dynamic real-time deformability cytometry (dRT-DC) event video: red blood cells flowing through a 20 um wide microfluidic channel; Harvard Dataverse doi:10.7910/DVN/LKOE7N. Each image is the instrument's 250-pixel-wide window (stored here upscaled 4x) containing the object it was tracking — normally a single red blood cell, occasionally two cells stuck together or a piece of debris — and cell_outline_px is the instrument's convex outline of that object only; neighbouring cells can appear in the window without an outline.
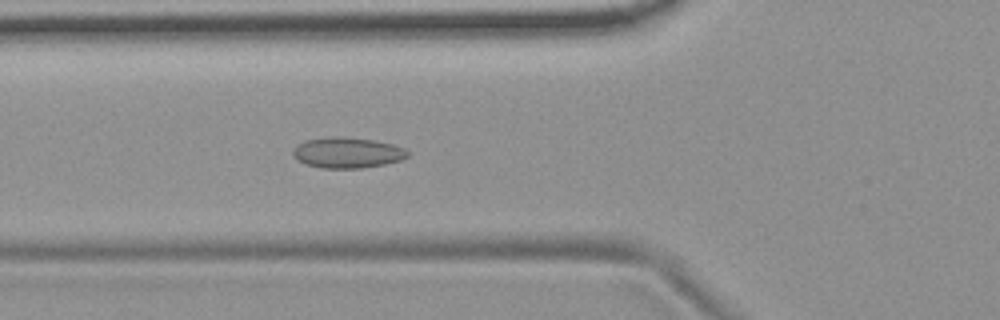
{"species": "common noctule bat (a hibernating species)", "species_latin": "Nyctalus noctula", "temperature_condition": "room temperature", "stored_images_in_passage": 53, "camera_frame_rate_fps": 3000, "um_per_image_px": 0.085, "animal": {"sex": "female", "body_mass_g": 19.9}, "frame": {"image": 1, "passage_image": 18, "time_ms": 5.667, "image_size_px": [1000, 320], "cell_outline_px": [[408, 156], [400, 160], [384, 164], [360, 168], [320, 168], [304, 164], [296, 160], [292, 156], [292, 148], [296, 144], [304, 140], [332, 136], [344, 136], [372, 140], [392, 144], [404, 148], [408, 152]], "centroid_in_image_um": [29.43, 12.97], "position_along_channel_um": 96.4, "area_um2": 20.75}}
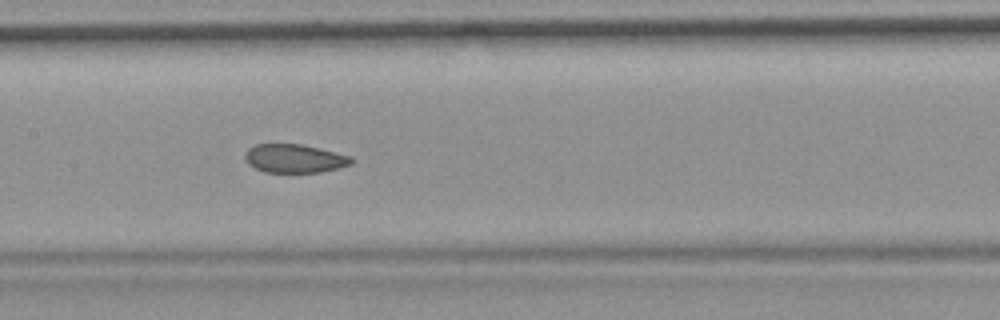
{"frame": {"image": 2, "passage_image": 25, "time_ms": 8.0, "image_size_px": [1000, 320], "cell_outline_px": [[356, 160], [352, 164], [340, 168], [320, 172], [264, 172], [248, 164], [244, 160], [244, 156], [248, 148], [256, 144], [300, 144], [352, 156]], "centroid_in_image_um": [25.05, 13.47], "position_along_channel_um": 182.3, "area_um2": 17.8}}
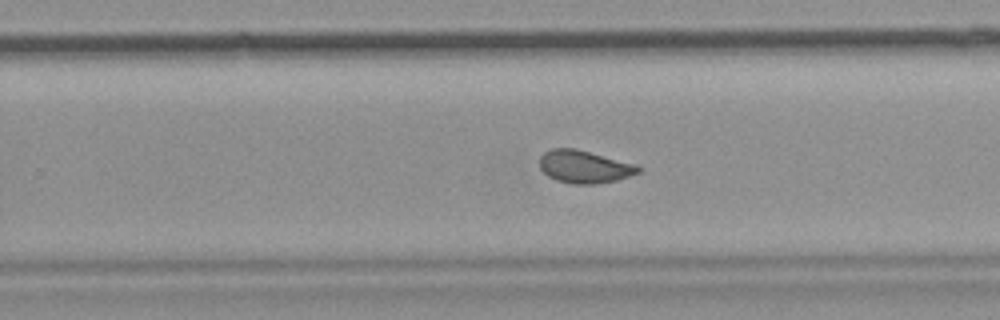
{"frame": {"image": 3, "passage_image": 33, "time_ms": 10.667, "image_size_px": [1000, 320], "cell_outline_px": [[640, 172], [616, 180], [596, 184], [572, 184], [556, 180], [548, 176], [540, 168], [540, 156], [544, 152], [552, 148], [576, 148], [636, 164], [640, 168]], "centroid_in_image_um": [49.65, 14.16], "position_along_channel_um": 280.2, "area_um2": 18.79}, "authors_computed_cell_mechanics": {"area_um2": 19.4786, "velocity_mm_per_s": 3.6814, "shape_relaxation_time_tau1_ms": null, "shape_relaxation_time_tau2_ms": 1.1444, "deformation_change_tau1": null, "deformation_change_tau2": 0.0549}}